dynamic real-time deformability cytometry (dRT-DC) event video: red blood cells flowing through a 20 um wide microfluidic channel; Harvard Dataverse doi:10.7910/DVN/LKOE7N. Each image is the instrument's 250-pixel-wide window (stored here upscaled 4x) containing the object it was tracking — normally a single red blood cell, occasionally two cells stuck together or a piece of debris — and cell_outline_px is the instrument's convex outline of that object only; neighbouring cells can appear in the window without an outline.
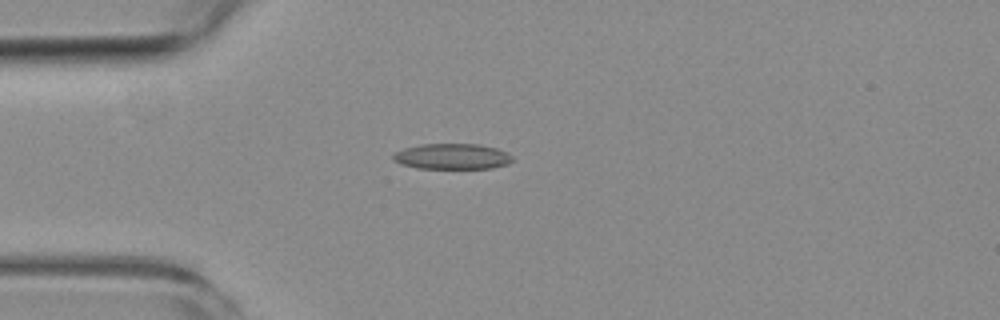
{"species": "common noctule bat (a hibernating species)", "species_latin": "Nyctalus noctula", "temperature_condition": "room temperature", "stored_images_in_passage": 3, "camera_frame_rate_fps": 3000, "um_per_image_px": 0.085, "animal": {"sex": "female", "body_mass_g": 19.3, "forearm_length_mm": 54.1}, "frame": {"image": 1, "passage_image": 3, "time_ms": 2.333, "image_size_px": [1000, 320], "cell_outline_px": [[512, 160], [508, 164], [492, 168], [416, 168], [400, 164], [392, 160], [392, 156], [396, 152], [404, 148], [420, 144], [480, 144], [496, 148], [508, 152], [512, 156]], "centroid_in_image_um": [38.43, 13.29], "position_along_channel_um": 46.6, "area_um2": 17.92}}